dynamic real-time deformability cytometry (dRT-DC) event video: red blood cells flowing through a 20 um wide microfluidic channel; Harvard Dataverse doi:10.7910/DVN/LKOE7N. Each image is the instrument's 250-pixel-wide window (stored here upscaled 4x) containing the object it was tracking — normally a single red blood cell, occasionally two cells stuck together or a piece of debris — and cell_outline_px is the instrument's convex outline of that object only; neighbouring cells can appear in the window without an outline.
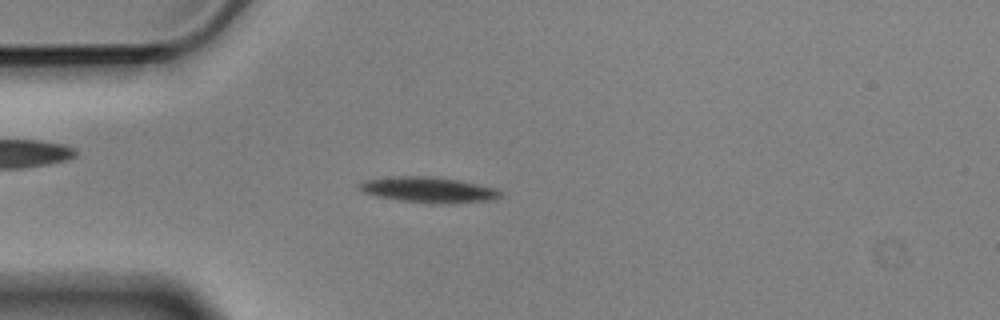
{"species": "Egyptian fruit bat (a non-hibernating species)", "species_latin": "Rousettus aegyptiacus", "temperature_condition": "cold", "stored_images_in_passage": 4, "camera_frame_rate_fps": 3000, "um_per_image_px": 0.085, "animal": {"sex": "male"}, "frame": {"image": 1, "passage_image": 4, "time_ms": 1.0, "image_size_px": [1000, 320], "cell_outline_px": [[504, 196], [496, 200], [400, 200], [380, 196], [364, 192], [356, 188], [356, 184], [364, 180], [392, 176], [432, 176], [460, 180], [496, 188], [504, 192]], "centroid_in_image_um": [36.39, 16.05], "position_along_channel_um": 48.6, "area_um2": 19.94}}